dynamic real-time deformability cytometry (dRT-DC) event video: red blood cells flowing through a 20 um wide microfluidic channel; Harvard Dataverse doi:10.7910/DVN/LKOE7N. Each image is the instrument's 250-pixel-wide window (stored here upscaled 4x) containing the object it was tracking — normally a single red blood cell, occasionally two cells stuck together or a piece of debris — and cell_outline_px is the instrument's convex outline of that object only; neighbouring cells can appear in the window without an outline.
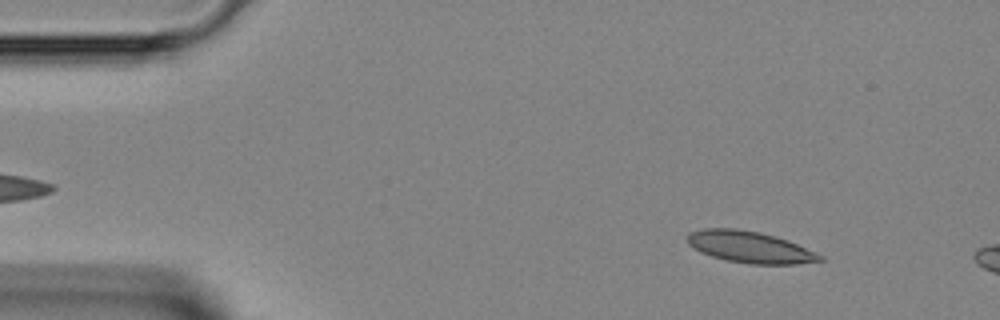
{"species": "Egyptian fruit bat (a non-hibernating species)", "species_latin": "Rousettus aegyptiacus", "temperature_condition": "room temperature", "stored_images_in_passage": 8, "camera_frame_rate_fps": 3000, "um_per_image_px": 0.085, "animal": {"sex": "female"}, "frame": {"image": 1, "passage_image": 4, "time_ms": 1.0, "image_size_px": [1000, 320], "cell_outline_px": [[824, 260], [796, 264], [752, 264], [728, 260], [712, 256], [700, 252], [688, 244], [688, 232], [704, 228], [736, 228], [760, 232], [788, 240], [816, 252], [824, 256]], "centroid_in_image_um": [63.75, 20.99], "position_along_channel_um": 21.3, "area_um2": 24.33}}